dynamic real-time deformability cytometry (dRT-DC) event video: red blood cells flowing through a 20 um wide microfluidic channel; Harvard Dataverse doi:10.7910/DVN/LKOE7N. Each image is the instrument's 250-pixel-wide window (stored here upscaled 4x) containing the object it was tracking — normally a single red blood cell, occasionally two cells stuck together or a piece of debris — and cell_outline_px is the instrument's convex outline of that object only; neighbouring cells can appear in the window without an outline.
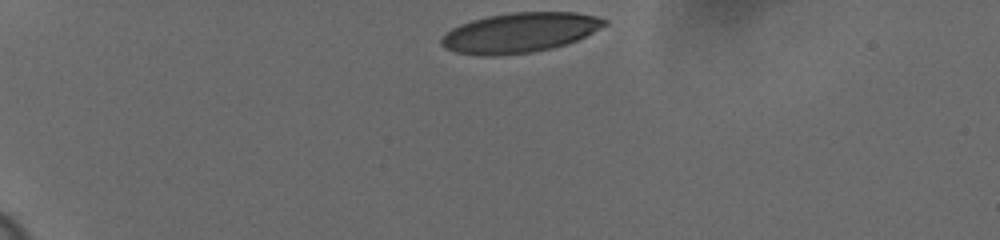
{"species": "human", "species_latin": "Homo sapiens", "temperature_condition": "cold", "stored_images_in_passage": 37, "camera_frame_rate_fps": 3000, "um_per_image_px": 0.085, "donor": {"sex": "female"}, "frame": {"image": 1, "passage_image": 1, "time_ms": 0.0, "image_size_px": [1000, 240], "cell_outline_px": [[608, 24], [576, 40], [552, 48], [532, 52], [492, 56], [484, 56], [456, 52], [444, 48], [440, 44], [440, 40], [452, 28], [460, 24], [472, 20], [488, 16], [512, 12], [576, 12], [596, 16], [608, 20]], "centroid_in_image_um": [44.17, 2.77], "position_along_channel_um": 40.8, "area_um2": 37.69}}
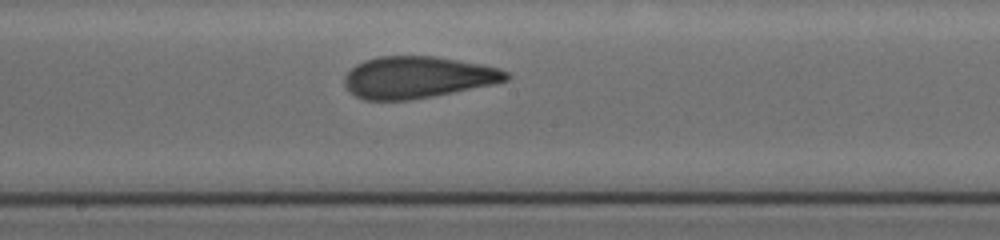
{"frame": {"image": 2, "passage_image": 21, "time_ms": 6.667, "image_size_px": [1000, 240], "cell_outline_px": [[512, 76], [508, 80], [492, 84], [408, 100], [364, 100], [356, 96], [344, 84], [344, 76], [356, 64], [364, 60], [380, 56], [436, 56], [484, 64], [500, 68], [508, 72]], "centroid_in_image_um": [35.51, 6.55], "position_along_channel_um": 212.7, "area_um2": 39.19}}
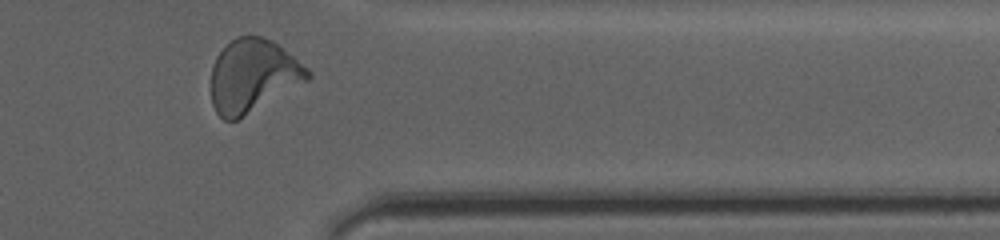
{"frame": {"image": 3, "passage_image": 36, "time_ms": 11.667, "image_size_px": [1000, 240], "cell_outline_px": [[312, 76], [308, 80], [236, 120], [224, 120], [216, 112], [212, 104], [212, 64], [216, 56], [236, 36], [260, 36], [272, 40], [308, 68], [312, 72]], "centroid_in_image_um": [21.49, 6.43], "position_along_channel_um": 389.9, "area_um2": 40.52}, "authors_computed_cell_mechanics": {"area_um2": 39.2462, "velocity_mm_per_s": 3.6292, "shape_relaxation_time_tau1_ms": 5.7812, "shape_relaxation_time_tau2_ms": 1.2966, "deformation_change_tau1": 0.2045, "deformation_change_tau2": 0.0879}}